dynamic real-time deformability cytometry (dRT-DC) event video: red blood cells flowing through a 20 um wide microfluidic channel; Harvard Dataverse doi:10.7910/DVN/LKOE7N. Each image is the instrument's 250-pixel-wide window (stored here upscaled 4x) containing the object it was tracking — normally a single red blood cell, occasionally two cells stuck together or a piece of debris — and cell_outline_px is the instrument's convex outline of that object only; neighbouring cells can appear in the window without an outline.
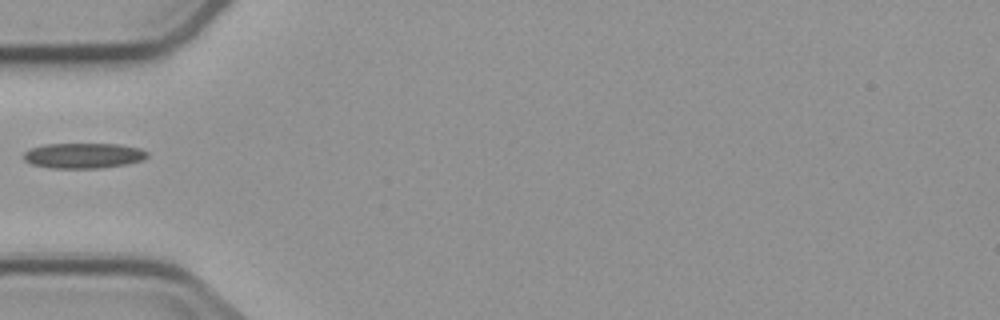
{"species": "common noctule bat (a hibernating species)", "species_latin": "Nyctalus noctula", "temperature_condition": "cold", "stored_images_in_passage": 1, "camera_frame_rate_fps": 3000, "um_per_image_px": 0.085, "animal": {"sex": "male", "body_mass_g": 23.1, "forearm_length_mm": 52.7}, "frame": {"image": 1, "passage_image": 1, "time_ms": 0.0, "image_size_px": [1000, 320], "cell_outline_px": [[148, 156], [144, 160], [128, 164], [100, 168], [52, 168], [32, 164], [24, 160], [24, 152], [32, 148], [44, 144], [116, 144], [140, 148], [148, 152]], "centroid_in_image_um": [7.13, 13.23], "position_along_channel_um": 77.9, "area_um2": 18.26}}